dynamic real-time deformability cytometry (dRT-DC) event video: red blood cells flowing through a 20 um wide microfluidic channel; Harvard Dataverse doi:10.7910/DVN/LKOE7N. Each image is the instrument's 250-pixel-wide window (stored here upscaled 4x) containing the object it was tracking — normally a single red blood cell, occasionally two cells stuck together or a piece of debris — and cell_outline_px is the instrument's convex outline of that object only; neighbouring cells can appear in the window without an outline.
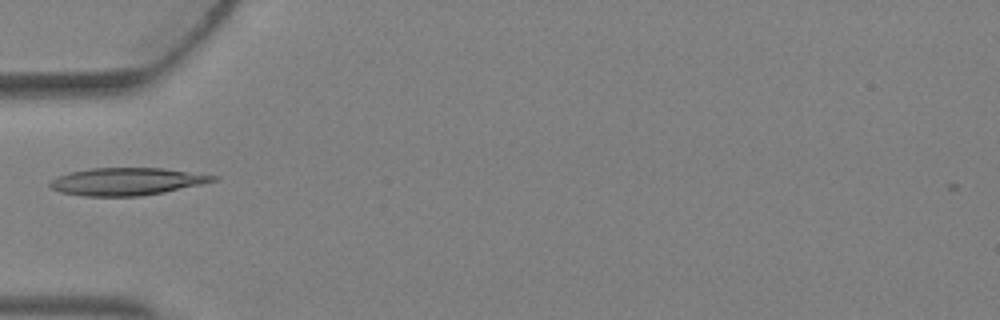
{"species": "Egyptian fruit bat (a non-hibernating species)", "species_latin": "Rousettus aegyptiacus", "temperature_condition": "warm", "stored_images_in_passage": 2, "camera_frame_rate_fps": 3000, "um_per_image_px": 0.085, "animal": {"sex": "female"}, "frame": {"image": 1, "passage_image": 2, "time_ms": 0.333, "image_size_px": [1000, 320], "cell_outline_px": [[220, 176], [216, 180], [200, 184], [164, 192], [140, 196], [84, 196], [60, 192], [52, 188], [48, 184], [56, 176], [68, 172], [92, 168], [164, 168]], "centroid_in_image_um": [10.75, 15.42], "position_along_channel_um": 74.3, "area_um2": 26.07}}